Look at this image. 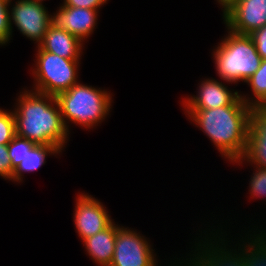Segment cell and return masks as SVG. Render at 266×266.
I'll return each instance as SVG.
<instances>
[{
  "instance_id": "6da1fadb",
  "label": "cell",
  "mask_w": 266,
  "mask_h": 266,
  "mask_svg": "<svg viewBox=\"0 0 266 266\" xmlns=\"http://www.w3.org/2000/svg\"><path fill=\"white\" fill-rule=\"evenodd\" d=\"M241 96L229 106L207 110H186L189 117L212 140L220 154L235 161L245 153L252 107Z\"/></svg>"
},
{
  "instance_id": "7a4b0ae2",
  "label": "cell",
  "mask_w": 266,
  "mask_h": 266,
  "mask_svg": "<svg viewBox=\"0 0 266 266\" xmlns=\"http://www.w3.org/2000/svg\"><path fill=\"white\" fill-rule=\"evenodd\" d=\"M18 104L13 111L16 135L36 145L56 146L62 150L69 131L55 96L25 91L19 96Z\"/></svg>"
},
{
  "instance_id": "3957f363",
  "label": "cell",
  "mask_w": 266,
  "mask_h": 266,
  "mask_svg": "<svg viewBox=\"0 0 266 266\" xmlns=\"http://www.w3.org/2000/svg\"><path fill=\"white\" fill-rule=\"evenodd\" d=\"M55 98L67 130L66 120L86 128H93V125L95 126L108 115L112 101L107 91L80 83L57 94Z\"/></svg>"
},
{
  "instance_id": "277c9868",
  "label": "cell",
  "mask_w": 266,
  "mask_h": 266,
  "mask_svg": "<svg viewBox=\"0 0 266 266\" xmlns=\"http://www.w3.org/2000/svg\"><path fill=\"white\" fill-rule=\"evenodd\" d=\"M217 73L226 82L244 81L260 67L261 56L249 35L233 33L222 40L214 51Z\"/></svg>"
},
{
  "instance_id": "5b68a950",
  "label": "cell",
  "mask_w": 266,
  "mask_h": 266,
  "mask_svg": "<svg viewBox=\"0 0 266 266\" xmlns=\"http://www.w3.org/2000/svg\"><path fill=\"white\" fill-rule=\"evenodd\" d=\"M35 92L56 96L78 83L79 60L65 59L38 46Z\"/></svg>"
},
{
  "instance_id": "8992f818",
  "label": "cell",
  "mask_w": 266,
  "mask_h": 266,
  "mask_svg": "<svg viewBox=\"0 0 266 266\" xmlns=\"http://www.w3.org/2000/svg\"><path fill=\"white\" fill-rule=\"evenodd\" d=\"M223 8L226 27L233 33L250 35L266 25V0H231Z\"/></svg>"
},
{
  "instance_id": "52a82bcc",
  "label": "cell",
  "mask_w": 266,
  "mask_h": 266,
  "mask_svg": "<svg viewBox=\"0 0 266 266\" xmlns=\"http://www.w3.org/2000/svg\"><path fill=\"white\" fill-rule=\"evenodd\" d=\"M142 236L127 228L118 227L115 249L110 266H156V255Z\"/></svg>"
},
{
  "instance_id": "ba28073f",
  "label": "cell",
  "mask_w": 266,
  "mask_h": 266,
  "mask_svg": "<svg viewBox=\"0 0 266 266\" xmlns=\"http://www.w3.org/2000/svg\"><path fill=\"white\" fill-rule=\"evenodd\" d=\"M11 9L10 20H13L23 35L39 45L52 24V17L43 4L32 0H18Z\"/></svg>"
},
{
  "instance_id": "9c48e42d",
  "label": "cell",
  "mask_w": 266,
  "mask_h": 266,
  "mask_svg": "<svg viewBox=\"0 0 266 266\" xmlns=\"http://www.w3.org/2000/svg\"><path fill=\"white\" fill-rule=\"evenodd\" d=\"M74 221L82 240L106 229L111 223L104 206L88 194H80L76 200Z\"/></svg>"
},
{
  "instance_id": "30bf717a",
  "label": "cell",
  "mask_w": 266,
  "mask_h": 266,
  "mask_svg": "<svg viewBox=\"0 0 266 266\" xmlns=\"http://www.w3.org/2000/svg\"><path fill=\"white\" fill-rule=\"evenodd\" d=\"M97 12L88 8L61 6L54 16H50L53 25L63 28L83 42L95 28Z\"/></svg>"
},
{
  "instance_id": "8fae6325",
  "label": "cell",
  "mask_w": 266,
  "mask_h": 266,
  "mask_svg": "<svg viewBox=\"0 0 266 266\" xmlns=\"http://www.w3.org/2000/svg\"><path fill=\"white\" fill-rule=\"evenodd\" d=\"M199 94L184 100L186 110H207L232 105L239 97L237 91L232 93L222 82L213 79L202 81Z\"/></svg>"
},
{
  "instance_id": "7c38bea8",
  "label": "cell",
  "mask_w": 266,
  "mask_h": 266,
  "mask_svg": "<svg viewBox=\"0 0 266 266\" xmlns=\"http://www.w3.org/2000/svg\"><path fill=\"white\" fill-rule=\"evenodd\" d=\"M241 160L266 168V113L260 107L252 108L245 153L233 162L242 163Z\"/></svg>"
},
{
  "instance_id": "4fadbf2b",
  "label": "cell",
  "mask_w": 266,
  "mask_h": 266,
  "mask_svg": "<svg viewBox=\"0 0 266 266\" xmlns=\"http://www.w3.org/2000/svg\"><path fill=\"white\" fill-rule=\"evenodd\" d=\"M82 41L63 28L51 24L43 41L38 45L42 50L48 51L65 59L79 60L82 52Z\"/></svg>"
},
{
  "instance_id": "5bb4252c",
  "label": "cell",
  "mask_w": 266,
  "mask_h": 266,
  "mask_svg": "<svg viewBox=\"0 0 266 266\" xmlns=\"http://www.w3.org/2000/svg\"><path fill=\"white\" fill-rule=\"evenodd\" d=\"M117 225L112 222L106 229L83 240L89 256L100 266H110L115 249Z\"/></svg>"
},
{
  "instance_id": "9a60e30c",
  "label": "cell",
  "mask_w": 266,
  "mask_h": 266,
  "mask_svg": "<svg viewBox=\"0 0 266 266\" xmlns=\"http://www.w3.org/2000/svg\"><path fill=\"white\" fill-rule=\"evenodd\" d=\"M205 243L203 245L199 244L198 246H203V248L208 246L209 248L206 247L203 249L202 253L199 251L196 255L197 257L195 256L192 260L190 258L189 261L191 262L187 263L188 266H243V253L241 254L240 252L237 255V252H235L236 254H233V252L227 251L225 248L226 245L224 247L220 246L219 248V246L213 245L212 242L211 244H208V242Z\"/></svg>"
},
{
  "instance_id": "2e32d148",
  "label": "cell",
  "mask_w": 266,
  "mask_h": 266,
  "mask_svg": "<svg viewBox=\"0 0 266 266\" xmlns=\"http://www.w3.org/2000/svg\"><path fill=\"white\" fill-rule=\"evenodd\" d=\"M60 152L61 150L56 146L35 145L14 170L12 180L21 182L22 172H30L40 168L45 163L47 154H57Z\"/></svg>"
},
{
  "instance_id": "e0dca14e",
  "label": "cell",
  "mask_w": 266,
  "mask_h": 266,
  "mask_svg": "<svg viewBox=\"0 0 266 266\" xmlns=\"http://www.w3.org/2000/svg\"><path fill=\"white\" fill-rule=\"evenodd\" d=\"M262 232L265 231L254 235L257 237L248 244L249 248L243 247V266H266V233Z\"/></svg>"
},
{
  "instance_id": "ac0fdd59",
  "label": "cell",
  "mask_w": 266,
  "mask_h": 266,
  "mask_svg": "<svg viewBox=\"0 0 266 266\" xmlns=\"http://www.w3.org/2000/svg\"><path fill=\"white\" fill-rule=\"evenodd\" d=\"M246 83L251 86L256 98L251 99L248 105L252 108L259 107L266 100V59H262L259 69L246 80Z\"/></svg>"
},
{
  "instance_id": "d6986e66",
  "label": "cell",
  "mask_w": 266,
  "mask_h": 266,
  "mask_svg": "<svg viewBox=\"0 0 266 266\" xmlns=\"http://www.w3.org/2000/svg\"><path fill=\"white\" fill-rule=\"evenodd\" d=\"M33 142L15 136L13 140L8 144L9 158L12 168L15 170L17 166L22 162L26 154L35 146Z\"/></svg>"
},
{
  "instance_id": "ffe728a7",
  "label": "cell",
  "mask_w": 266,
  "mask_h": 266,
  "mask_svg": "<svg viewBox=\"0 0 266 266\" xmlns=\"http://www.w3.org/2000/svg\"><path fill=\"white\" fill-rule=\"evenodd\" d=\"M16 136L15 117L12 112L0 114V144H9Z\"/></svg>"
},
{
  "instance_id": "44dd1931",
  "label": "cell",
  "mask_w": 266,
  "mask_h": 266,
  "mask_svg": "<svg viewBox=\"0 0 266 266\" xmlns=\"http://www.w3.org/2000/svg\"><path fill=\"white\" fill-rule=\"evenodd\" d=\"M10 2L0 0V45L8 43L12 34V21L10 20V12L8 6Z\"/></svg>"
},
{
  "instance_id": "7402d4cb",
  "label": "cell",
  "mask_w": 266,
  "mask_h": 266,
  "mask_svg": "<svg viewBox=\"0 0 266 266\" xmlns=\"http://www.w3.org/2000/svg\"><path fill=\"white\" fill-rule=\"evenodd\" d=\"M257 170L253 173V177L250 181L251 196L254 197H266V168L256 167Z\"/></svg>"
},
{
  "instance_id": "603a6c76",
  "label": "cell",
  "mask_w": 266,
  "mask_h": 266,
  "mask_svg": "<svg viewBox=\"0 0 266 266\" xmlns=\"http://www.w3.org/2000/svg\"><path fill=\"white\" fill-rule=\"evenodd\" d=\"M14 169L9 158L8 144H0V176L12 180Z\"/></svg>"
},
{
  "instance_id": "cb8c5ba5",
  "label": "cell",
  "mask_w": 266,
  "mask_h": 266,
  "mask_svg": "<svg viewBox=\"0 0 266 266\" xmlns=\"http://www.w3.org/2000/svg\"><path fill=\"white\" fill-rule=\"evenodd\" d=\"M262 59H266V25L249 35Z\"/></svg>"
},
{
  "instance_id": "d4e9b609",
  "label": "cell",
  "mask_w": 266,
  "mask_h": 266,
  "mask_svg": "<svg viewBox=\"0 0 266 266\" xmlns=\"http://www.w3.org/2000/svg\"><path fill=\"white\" fill-rule=\"evenodd\" d=\"M107 0H64L63 6L98 10Z\"/></svg>"
},
{
  "instance_id": "484cf974",
  "label": "cell",
  "mask_w": 266,
  "mask_h": 266,
  "mask_svg": "<svg viewBox=\"0 0 266 266\" xmlns=\"http://www.w3.org/2000/svg\"><path fill=\"white\" fill-rule=\"evenodd\" d=\"M221 5L222 8L225 7L231 0H217Z\"/></svg>"
},
{
  "instance_id": "4316f807",
  "label": "cell",
  "mask_w": 266,
  "mask_h": 266,
  "mask_svg": "<svg viewBox=\"0 0 266 266\" xmlns=\"http://www.w3.org/2000/svg\"><path fill=\"white\" fill-rule=\"evenodd\" d=\"M259 107L266 113V100Z\"/></svg>"
},
{
  "instance_id": "83f0119b",
  "label": "cell",
  "mask_w": 266,
  "mask_h": 266,
  "mask_svg": "<svg viewBox=\"0 0 266 266\" xmlns=\"http://www.w3.org/2000/svg\"><path fill=\"white\" fill-rule=\"evenodd\" d=\"M32 1L42 3L43 0H32Z\"/></svg>"
}]
</instances>
